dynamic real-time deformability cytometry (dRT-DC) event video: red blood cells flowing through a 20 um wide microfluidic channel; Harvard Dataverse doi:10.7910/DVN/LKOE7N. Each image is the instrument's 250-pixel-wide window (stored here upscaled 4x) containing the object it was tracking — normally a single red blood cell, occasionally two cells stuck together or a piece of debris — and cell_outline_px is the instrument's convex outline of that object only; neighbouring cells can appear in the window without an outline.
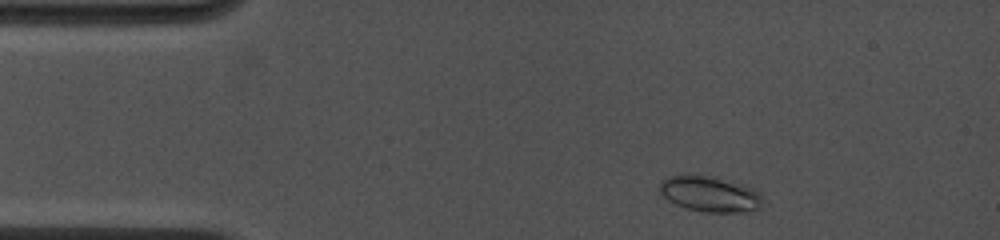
{"species": "common noctule bat (a hibernating species)", "species_latin": "Nyctalus noctula", "temperature_condition": "cold", "stored_images_in_passage": 5, "camera_frame_rate_fps": 4500, "um_per_image_px": 0.085, "animal": {"sex": "female", "body_mass_g": 19.0, "forearm_length_mm": 53.3}, "frame": {"image": 1, "passage_image": 2, "time_ms": 0.889, "image_size_px": [1000, 240], "cell_outline_px": [[764, 196], [760, 208], [744, 212], [704, 212], [688, 208], [676, 204], [668, 200], [660, 192], [660, 184], [668, 176], [684, 172], [688, 172], [716, 176], [732, 180], [756, 188]], "centroid_in_image_um": [60.38, 16.43], "position_along_channel_um": 24.6, "area_um2": 22.25}}
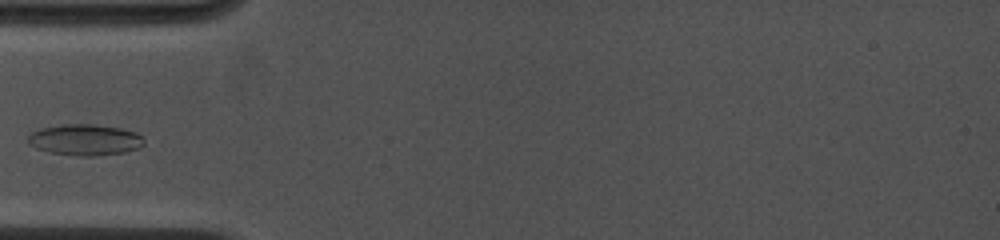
{"frame": {"image": 2, "passage_image": 5, "time_ms": 3.778, "image_size_px": [1000, 240], "cell_outline_px": [[144, 144], [136, 148], [124, 152], [96, 156], [80, 156], [48, 152], [36, 148], [28, 144], [28, 136], [32, 132], [40, 128], [60, 124], [92, 124], [120, 128], [136, 132], [144, 136]], "centroid_in_image_um": [7.21, 11.88], "position_along_channel_um": 77.8, "area_um2": 21.15}}